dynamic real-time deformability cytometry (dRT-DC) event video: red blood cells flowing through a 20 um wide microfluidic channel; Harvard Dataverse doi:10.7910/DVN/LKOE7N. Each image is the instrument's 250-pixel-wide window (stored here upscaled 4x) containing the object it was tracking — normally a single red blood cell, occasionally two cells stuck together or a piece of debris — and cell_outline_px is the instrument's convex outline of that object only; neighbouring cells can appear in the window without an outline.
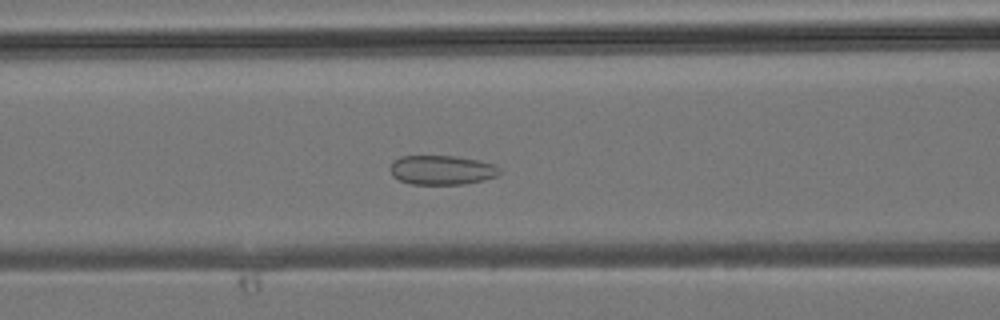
{"species": "common noctule bat (a hibernating species)", "species_latin": "Nyctalus noctula", "temperature_condition": "room temperature", "stored_images_in_passage": 28, "camera_frame_rate_fps": 3000, "um_per_image_px": 0.085, "animal": {"sex": "male", "body_mass_g": 19.2, "forearm_length_mm": 51.8}, "frame": {"image": 1, "passage_image": 8, "time_ms": 2.333, "image_size_px": [1000, 320], "cell_outline_px": [[500, 172], [496, 176], [484, 180], [464, 184], [412, 184], [400, 180], [392, 176], [388, 168], [392, 160], [400, 156], [456, 156], [496, 164], [500, 168]], "centroid_in_image_um": [37.52, 14.44], "position_along_channel_um": 129.1, "area_um2": 18.9}}
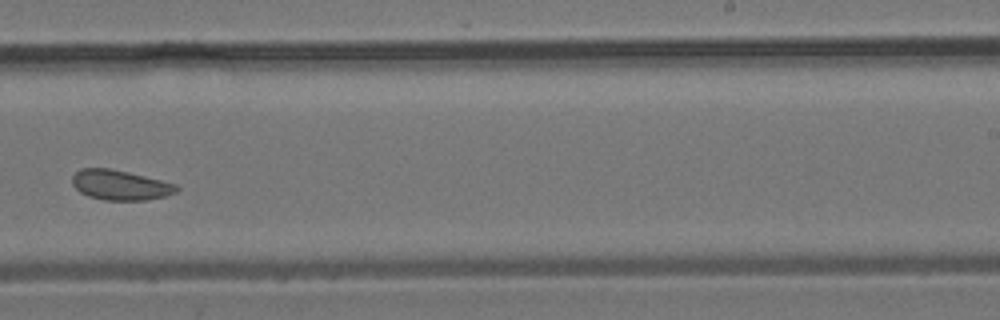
{"frame": {"image": 2, "passage_image": 16, "time_ms": 5.0, "image_size_px": [1000, 320], "cell_outline_px": [[180, 188], [176, 192], [164, 196], [144, 200], [104, 200], [88, 196], [80, 192], [72, 184], [72, 176], [80, 168], [108, 168], [128, 172], [176, 184]], "centroid_in_image_um": [10.19, 15.73], "position_along_channel_um": 278.8, "area_um2": 18.09}}
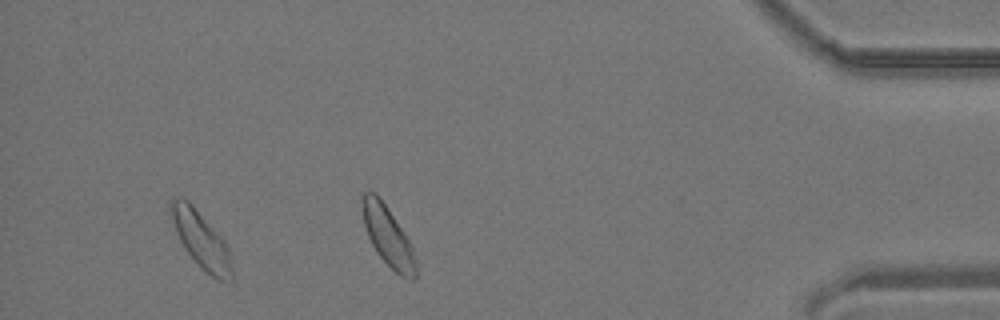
{"frame": {"image": 3, "passage_image": 25, "time_ms": 8.0, "image_size_px": [1000, 320], "cell_outline_px": [[232, 280], [216, 280], [204, 272], [196, 264], [184, 248], [176, 232], [168, 212], [168, 200], [172, 196], [180, 196], [188, 200], [192, 204], [224, 240], [232, 256]], "centroid_in_image_um": [17.05, 20.35], "position_along_channel_um": 418.2, "area_um2": 20.69}}